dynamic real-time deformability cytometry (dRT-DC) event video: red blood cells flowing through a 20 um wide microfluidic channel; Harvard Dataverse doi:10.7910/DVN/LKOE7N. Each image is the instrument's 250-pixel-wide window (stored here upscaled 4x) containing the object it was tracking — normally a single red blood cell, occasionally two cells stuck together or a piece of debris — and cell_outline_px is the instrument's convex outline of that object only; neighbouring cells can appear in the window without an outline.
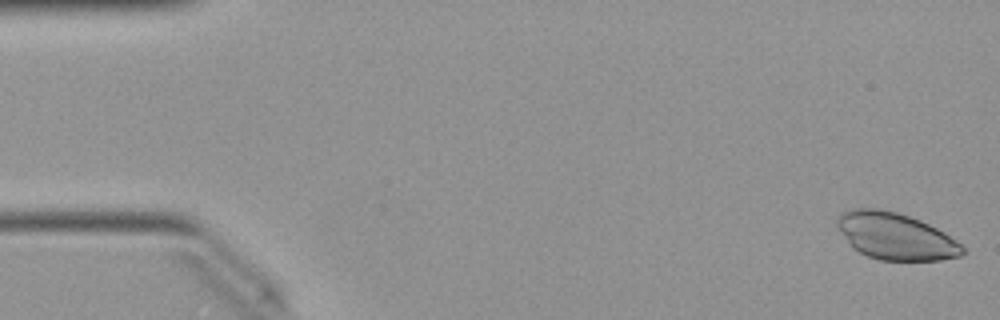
{"species": "Egyptian fruit bat (a non-hibernating species)", "species_latin": "Rousettus aegyptiacus", "temperature_condition": "warm", "stored_images_in_passage": 50, "camera_frame_rate_fps": 3000, "um_per_image_px": 0.085, "animal": {"sex": "female"}, "frame": {"image": 1, "passage_image": 1, "time_ms": 0.0, "image_size_px": [1000, 320], "cell_outline_px": [[964, 252], [960, 256], [940, 260], [880, 260], [868, 256], [852, 248], [836, 224], [836, 216], [844, 212], [856, 208], [876, 208], [896, 212], [920, 220], [944, 232], [956, 240], [964, 248]], "centroid_in_image_um": [76.11, 20.08], "position_along_channel_um": 8.9, "area_um2": 33.93}}